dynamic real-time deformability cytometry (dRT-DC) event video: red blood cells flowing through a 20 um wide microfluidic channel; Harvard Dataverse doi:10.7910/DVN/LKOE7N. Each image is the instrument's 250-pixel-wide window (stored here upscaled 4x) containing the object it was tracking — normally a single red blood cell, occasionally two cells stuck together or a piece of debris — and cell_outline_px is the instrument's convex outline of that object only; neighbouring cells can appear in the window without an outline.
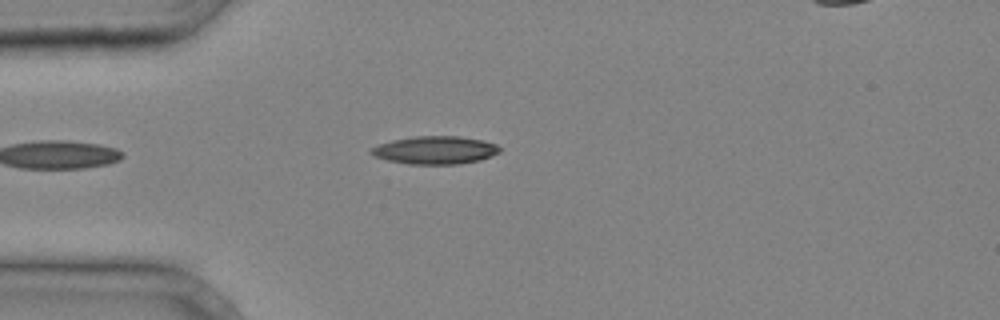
{"species": "common noctule bat (a hibernating species)", "species_latin": "Nyctalus noctula", "temperature_condition": "cold", "stored_images_in_passage": 3, "camera_frame_rate_fps": 3000, "um_per_image_px": 0.085, "animal": {"sex": "male", "body_mass_g": 20.4}, "frame": {"image": 1, "passage_image": 3, "time_ms": 0.667, "image_size_px": [1000, 320], "cell_outline_px": [[500, 152], [492, 156], [480, 160], [460, 164], [408, 164], [388, 160], [376, 156], [368, 152], [372, 148], [380, 144], [392, 140], [416, 136], [460, 136], [484, 140], [496, 144], [500, 148]], "centroid_in_image_um": [37.03, 12.76], "position_along_channel_um": 48.0, "area_um2": 20.92}}